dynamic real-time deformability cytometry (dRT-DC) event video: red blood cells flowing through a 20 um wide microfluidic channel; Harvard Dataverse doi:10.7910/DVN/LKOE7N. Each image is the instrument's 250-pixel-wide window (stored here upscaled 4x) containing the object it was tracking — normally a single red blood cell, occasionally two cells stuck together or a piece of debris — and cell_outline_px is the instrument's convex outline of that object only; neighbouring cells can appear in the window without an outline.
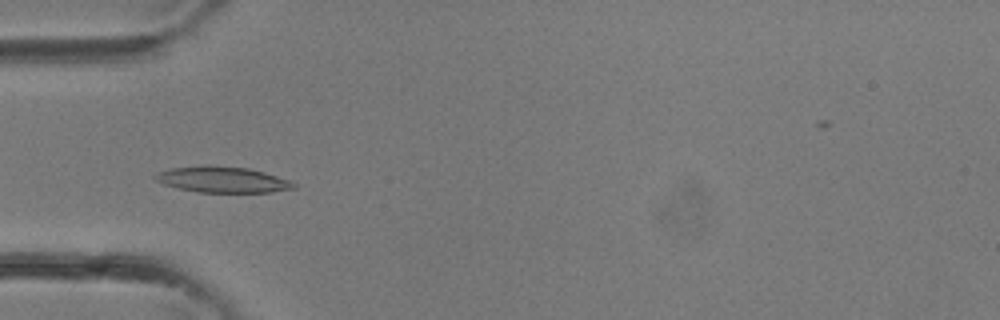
{"species": "common noctule bat (a hibernating species)", "species_latin": "Nyctalus noctula", "temperature_condition": "room temperature", "stored_images_in_passage": 34, "camera_frame_rate_fps": 3000, "um_per_image_px": 0.085, "animal": {"sex": "female"}, "frame": {"image": 1, "passage_image": 11, "time_ms": 3.333, "image_size_px": [1000, 320], "cell_outline_px": [[296, 188], [272, 192], [196, 192], [176, 188], [164, 184], [156, 180], [152, 176], [160, 172], [172, 168], [204, 164], [208, 164], [248, 168], [264, 172], [292, 180], [296, 184]], "centroid_in_image_um": [18.93, 15.26], "position_along_channel_um": 66.1, "area_um2": 21.21}}
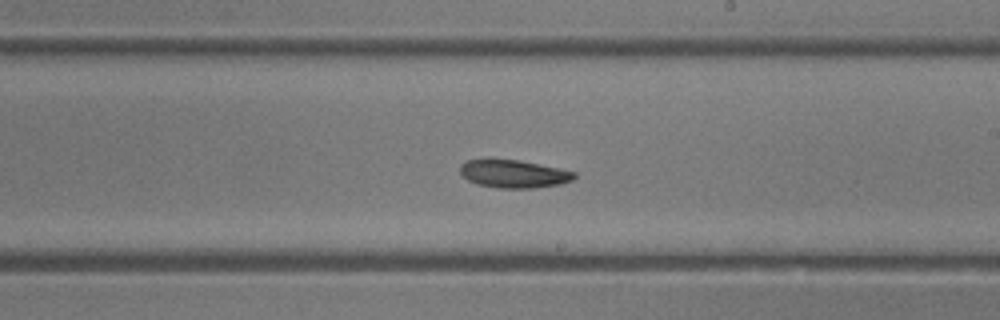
{"frame": {"image": 2, "passage_image": 20, "time_ms": 6.333, "image_size_px": [1000, 320], "cell_outline_px": [[576, 176], [572, 180], [560, 184], [532, 188], [496, 188], [476, 184], [468, 180], [460, 172], [460, 164], [468, 160], [488, 156], [516, 160], [576, 172]], "centroid_in_image_um": [43.57, 14.75], "position_along_channel_um": 245.4, "area_um2": 18.9}}
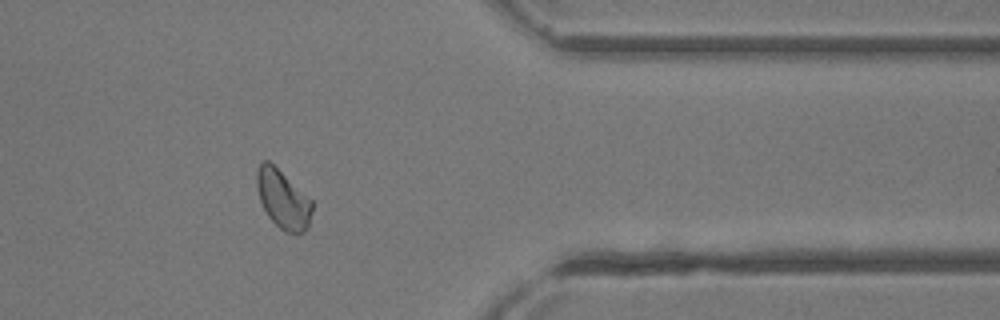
{"frame": {"image": 3, "passage_image": 28, "time_ms": 9.0, "image_size_px": [1000, 320], "cell_outline_px": [[312, 212], [308, 228], [304, 232], [296, 236], [284, 232], [268, 216], [260, 200], [256, 184], [256, 168], [264, 160], [268, 160], [312, 200]], "centroid_in_image_um": [24.06, 16.98], "position_along_channel_um": 387.3, "area_um2": 18.96}}